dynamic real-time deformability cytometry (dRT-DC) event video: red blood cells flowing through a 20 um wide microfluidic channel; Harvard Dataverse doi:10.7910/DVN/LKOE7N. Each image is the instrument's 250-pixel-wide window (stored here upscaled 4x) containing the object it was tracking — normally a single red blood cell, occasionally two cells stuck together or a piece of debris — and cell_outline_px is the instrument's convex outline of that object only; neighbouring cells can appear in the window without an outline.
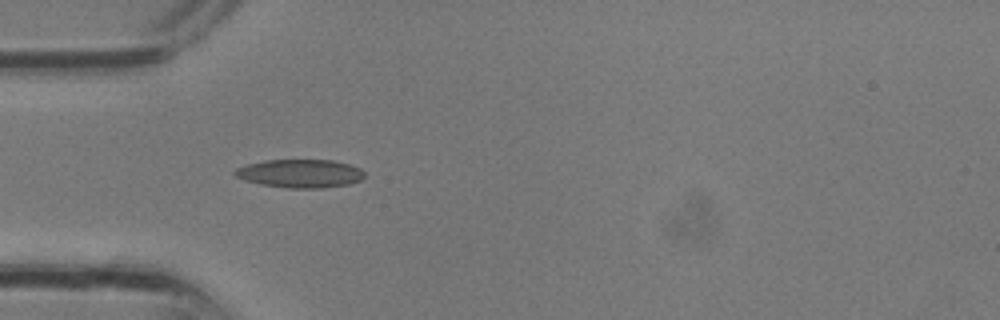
{"species": "common noctule bat (a hibernating species)", "species_latin": "Nyctalus noctula", "temperature_condition": "room temperature", "stored_images_in_passage": 5, "camera_frame_rate_fps": 3000, "um_per_image_px": 0.085, "animal": {"sex": "male", "body_mass_g": 13.3}, "frame": {"image": 1, "passage_image": 3, "time_ms": 0.667, "image_size_px": [1000, 320], "cell_outline_px": [[364, 176], [360, 180], [348, 184], [324, 188], [288, 188], [260, 184], [244, 180], [236, 176], [232, 172], [236, 168], [248, 164], [264, 160], [332, 160], [348, 164], [360, 168], [364, 172]], "centroid_in_image_um": [25.49, 14.75], "position_along_channel_um": 59.5, "area_um2": 21.39}}
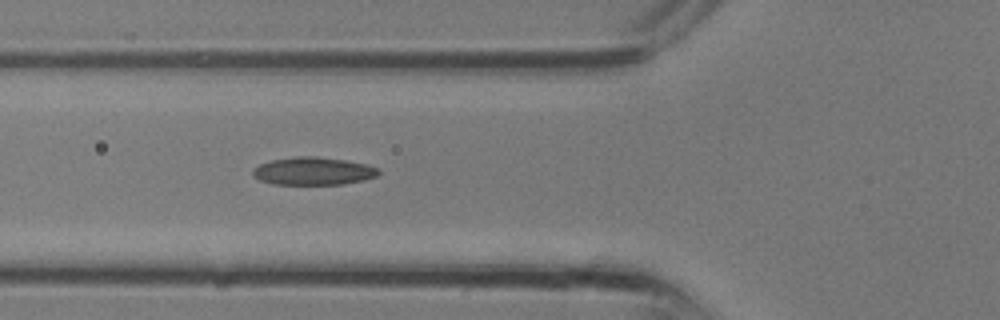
{"frame": {"image": 2, "passage_image": 5, "time_ms": 1.333, "image_size_px": [1000, 320], "cell_outline_px": [[380, 172], [376, 176], [364, 180], [344, 184], [272, 184], [260, 180], [252, 172], [252, 168], [260, 164], [272, 160], [296, 156], [316, 156], [344, 160], [368, 164], [380, 168]], "centroid_in_image_um": [26.66, 14.54], "position_along_channel_um": 99.1, "area_um2": 20.4}}